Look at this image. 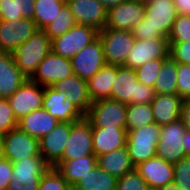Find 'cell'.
<instances>
[{"instance_id":"cell-10","label":"cell","mask_w":190,"mask_h":190,"mask_svg":"<svg viewBox=\"0 0 190 190\" xmlns=\"http://www.w3.org/2000/svg\"><path fill=\"white\" fill-rule=\"evenodd\" d=\"M186 130L181 118L161 126L156 156L172 164L186 157L182 141Z\"/></svg>"},{"instance_id":"cell-39","label":"cell","mask_w":190,"mask_h":190,"mask_svg":"<svg viewBox=\"0 0 190 190\" xmlns=\"http://www.w3.org/2000/svg\"><path fill=\"white\" fill-rule=\"evenodd\" d=\"M18 127L13 109L7 99L0 98V136Z\"/></svg>"},{"instance_id":"cell-17","label":"cell","mask_w":190,"mask_h":190,"mask_svg":"<svg viewBox=\"0 0 190 190\" xmlns=\"http://www.w3.org/2000/svg\"><path fill=\"white\" fill-rule=\"evenodd\" d=\"M71 62L74 74L82 80L88 81L97 73L106 64L103 45L99 37L80 50Z\"/></svg>"},{"instance_id":"cell-52","label":"cell","mask_w":190,"mask_h":190,"mask_svg":"<svg viewBox=\"0 0 190 190\" xmlns=\"http://www.w3.org/2000/svg\"><path fill=\"white\" fill-rule=\"evenodd\" d=\"M0 155H1V136H0Z\"/></svg>"},{"instance_id":"cell-9","label":"cell","mask_w":190,"mask_h":190,"mask_svg":"<svg viewBox=\"0 0 190 190\" xmlns=\"http://www.w3.org/2000/svg\"><path fill=\"white\" fill-rule=\"evenodd\" d=\"M99 31L85 25H75L60 37L51 41L53 53L72 59L85 46L98 38Z\"/></svg>"},{"instance_id":"cell-24","label":"cell","mask_w":190,"mask_h":190,"mask_svg":"<svg viewBox=\"0 0 190 190\" xmlns=\"http://www.w3.org/2000/svg\"><path fill=\"white\" fill-rule=\"evenodd\" d=\"M183 101L178 94H156L150 103L155 123L163 126L180 119Z\"/></svg>"},{"instance_id":"cell-14","label":"cell","mask_w":190,"mask_h":190,"mask_svg":"<svg viewBox=\"0 0 190 190\" xmlns=\"http://www.w3.org/2000/svg\"><path fill=\"white\" fill-rule=\"evenodd\" d=\"M42 108L59 122H77L85 115L67 98L64 92H58L52 86L44 87Z\"/></svg>"},{"instance_id":"cell-30","label":"cell","mask_w":190,"mask_h":190,"mask_svg":"<svg viewBox=\"0 0 190 190\" xmlns=\"http://www.w3.org/2000/svg\"><path fill=\"white\" fill-rule=\"evenodd\" d=\"M117 178L97 165L73 186L78 190H116Z\"/></svg>"},{"instance_id":"cell-13","label":"cell","mask_w":190,"mask_h":190,"mask_svg":"<svg viewBox=\"0 0 190 190\" xmlns=\"http://www.w3.org/2000/svg\"><path fill=\"white\" fill-rule=\"evenodd\" d=\"M72 62L52 51L40 62L31 81L40 86H53L55 83L73 75Z\"/></svg>"},{"instance_id":"cell-28","label":"cell","mask_w":190,"mask_h":190,"mask_svg":"<svg viewBox=\"0 0 190 190\" xmlns=\"http://www.w3.org/2000/svg\"><path fill=\"white\" fill-rule=\"evenodd\" d=\"M97 166L117 179L135 169L126 147L97 156Z\"/></svg>"},{"instance_id":"cell-51","label":"cell","mask_w":190,"mask_h":190,"mask_svg":"<svg viewBox=\"0 0 190 190\" xmlns=\"http://www.w3.org/2000/svg\"><path fill=\"white\" fill-rule=\"evenodd\" d=\"M147 190H159L158 188H148Z\"/></svg>"},{"instance_id":"cell-4","label":"cell","mask_w":190,"mask_h":190,"mask_svg":"<svg viewBox=\"0 0 190 190\" xmlns=\"http://www.w3.org/2000/svg\"><path fill=\"white\" fill-rule=\"evenodd\" d=\"M161 126L152 123L145 127L128 131L126 148L134 166L156 156Z\"/></svg>"},{"instance_id":"cell-44","label":"cell","mask_w":190,"mask_h":190,"mask_svg":"<svg viewBox=\"0 0 190 190\" xmlns=\"http://www.w3.org/2000/svg\"><path fill=\"white\" fill-rule=\"evenodd\" d=\"M13 164L0 155V190H6L10 185Z\"/></svg>"},{"instance_id":"cell-7","label":"cell","mask_w":190,"mask_h":190,"mask_svg":"<svg viewBox=\"0 0 190 190\" xmlns=\"http://www.w3.org/2000/svg\"><path fill=\"white\" fill-rule=\"evenodd\" d=\"M104 49L106 64L124 66L127 55L134 45L135 37L131 31L104 28L98 34Z\"/></svg>"},{"instance_id":"cell-50","label":"cell","mask_w":190,"mask_h":190,"mask_svg":"<svg viewBox=\"0 0 190 190\" xmlns=\"http://www.w3.org/2000/svg\"><path fill=\"white\" fill-rule=\"evenodd\" d=\"M159 190H181L180 188L177 187V185L172 182L170 184H167L165 186L159 187Z\"/></svg>"},{"instance_id":"cell-34","label":"cell","mask_w":190,"mask_h":190,"mask_svg":"<svg viewBox=\"0 0 190 190\" xmlns=\"http://www.w3.org/2000/svg\"><path fill=\"white\" fill-rule=\"evenodd\" d=\"M75 25H77V22L74 18V15L70 10L69 5L65 3L62 6L58 16L43 30L48 38L52 41L63 35Z\"/></svg>"},{"instance_id":"cell-2","label":"cell","mask_w":190,"mask_h":190,"mask_svg":"<svg viewBox=\"0 0 190 190\" xmlns=\"http://www.w3.org/2000/svg\"><path fill=\"white\" fill-rule=\"evenodd\" d=\"M155 90L137 80L134 69L117 66V75L111 87V99L125 104L151 103Z\"/></svg>"},{"instance_id":"cell-42","label":"cell","mask_w":190,"mask_h":190,"mask_svg":"<svg viewBox=\"0 0 190 190\" xmlns=\"http://www.w3.org/2000/svg\"><path fill=\"white\" fill-rule=\"evenodd\" d=\"M170 56L178 64H190V41L169 42Z\"/></svg>"},{"instance_id":"cell-16","label":"cell","mask_w":190,"mask_h":190,"mask_svg":"<svg viewBox=\"0 0 190 190\" xmlns=\"http://www.w3.org/2000/svg\"><path fill=\"white\" fill-rule=\"evenodd\" d=\"M44 87L27 79L7 100L19 121L32 111L42 108Z\"/></svg>"},{"instance_id":"cell-53","label":"cell","mask_w":190,"mask_h":190,"mask_svg":"<svg viewBox=\"0 0 190 190\" xmlns=\"http://www.w3.org/2000/svg\"><path fill=\"white\" fill-rule=\"evenodd\" d=\"M134 1H141V2H146L147 0H134Z\"/></svg>"},{"instance_id":"cell-22","label":"cell","mask_w":190,"mask_h":190,"mask_svg":"<svg viewBox=\"0 0 190 190\" xmlns=\"http://www.w3.org/2000/svg\"><path fill=\"white\" fill-rule=\"evenodd\" d=\"M128 131L126 128L92 127L93 152L97 156L126 147Z\"/></svg>"},{"instance_id":"cell-15","label":"cell","mask_w":190,"mask_h":190,"mask_svg":"<svg viewBox=\"0 0 190 190\" xmlns=\"http://www.w3.org/2000/svg\"><path fill=\"white\" fill-rule=\"evenodd\" d=\"M145 17V2L127 0L107 11L105 28L131 31Z\"/></svg>"},{"instance_id":"cell-11","label":"cell","mask_w":190,"mask_h":190,"mask_svg":"<svg viewBox=\"0 0 190 190\" xmlns=\"http://www.w3.org/2000/svg\"><path fill=\"white\" fill-rule=\"evenodd\" d=\"M169 56L168 37L135 39L124 66L135 70L151 60L168 58Z\"/></svg>"},{"instance_id":"cell-21","label":"cell","mask_w":190,"mask_h":190,"mask_svg":"<svg viewBox=\"0 0 190 190\" xmlns=\"http://www.w3.org/2000/svg\"><path fill=\"white\" fill-rule=\"evenodd\" d=\"M135 170L150 188H159L174 182L173 164L158 156L139 163Z\"/></svg>"},{"instance_id":"cell-40","label":"cell","mask_w":190,"mask_h":190,"mask_svg":"<svg viewBox=\"0 0 190 190\" xmlns=\"http://www.w3.org/2000/svg\"><path fill=\"white\" fill-rule=\"evenodd\" d=\"M148 188L146 181L134 169L118 178L116 190H147Z\"/></svg>"},{"instance_id":"cell-32","label":"cell","mask_w":190,"mask_h":190,"mask_svg":"<svg viewBox=\"0 0 190 190\" xmlns=\"http://www.w3.org/2000/svg\"><path fill=\"white\" fill-rule=\"evenodd\" d=\"M153 111L150 103L127 104L126 130L133 131L154 123Z\"/></svg>"},{"instance_id":"cell-26","label":"cell","mask_w":190,"mask_h":190,"mask_svg":"<svg viewBox=\"0 0 190 190\" xmlns=\"http://www.w3.org/2000/svg\"><path fill=\"white\" fill-rule=\"evenodd\" d=\"M59 121L43 108L36 109L18 121V127L30 136L41 139L50 133Z\"/></svg>"},{"instance_id":"cell-33","label":"cell","mask_w":190,"mask_h":190,"mask_svg":"<svg viewBox=\"0 0 190 190\" xmlns=\"http://www.w3.org/2000/svg\"><path fill=\"white\" fill-rule=\"evenodd\" d=\"M66 2L61 0H35L33 20L38 29H44L59 14Z\"/></svg>"},{"instance_id":"cell-1","label":"cell","mask_w":190,"mask_h":190,"mask_svg":"<svg viewBox=\"0 0 190 190\" xmlns=\"http://www.w3.org/2000/svg\"><path fill=\"white\" fill-rule=\"evenodd\" d=\"M173 0H147L145 17L131 30L136 39L168 37L177 18Z\"/></svg>"},{"instance_id":"cell-3","label":"cell","mask_w":190,"mask_h":190,"mask_svg":"<svg viewBox=\"0 0 190 190\" xmlns=\"http://www.w3.org/2000/svg\"><path fill=\"white\" fill-rule=\"evenodd\" d=\"M51 50V40L44 30L38 29L12 53L20 72L28 79L35 73L40 62Z\"/></svg>"},{"instance_id":"cell-27","label":"cell","mask_w":190,"mask_h":190,"mask_svg":"<svg viewBox=\"0 0 190 190\" xmlns=\"http://www.w3.org/2000/svg\"><path fill=\"white\" fill-rule=\"evenodd\" d=\"M117 75V66L105 64L88 81V93L92 102L111 99V87Z\"/></svg>"},{"instance_id":"cell-25","label":"cell","mask_w":190,"mask_h":190,"mask_svg":"<svg viewBox=\"0 0 190 190\" xmlns=\"http://www.w3.org/2000/svg\"><path fill=\"white\" fill-rule=\"evenodd\" d=\"M54 87L58 92H64L67 98L86 115L92 105L89 97L87 81L73 74L57 83Z\"/></svg>"},{"instance_id":"cell-37","label":"cell","mask_w":190,"mask_h":190,"mask_svg":"<svg viewBox=\"0 0 190 190\" xmlns=\"http://www.w3.org/2000/svg\"><path fill=\"white\" fill-rule=\"evenodd\" d=\"M169 42L190 41V16L178 14L168 36Z\"/></svg>"},{"instance_id":"cell-5","label":"cell","mask_w":190,"mask_h":190,"mask_svg":"<svg viewBox=\"0 0 190 190\" xmlns=\"http://www.w3.org/2000/svg\"><path fill=\"white\" fill-rule=\"evenodd\" d=\"M10 185L6 190H39L42 175L51 167L43 157L13 162Z\"/></svg>"},{"instance_id":"cell-38","label":"cell","mask_w":190,"mask_h":190,"mask_svg":"<svg viewBox=\"0 0 190 190\" xmlns=\"http://www.w3.org/2000/svg\"><path fill=\"white\" fill-rule=\"evenodd\" d=\"M174 183L181 190H190V156L173 164Z\"/></svg>"},{"instance_id":"cell-35","label":"cell","mask_w":190,"mask_h":190,"mask_svg":"<svg viewBox=\"0 0 190 190\" xmlns=\"http://www.w3.org/2000/svg\"><path fill=\"white\" fill-rule=\"evenodd\" d=\"M167 58H160L157 60H151L145 63L143 66L135 69L137 80L147 86L154 87L157 76L161 70L163 62Z\"/></svg>"},{"instance_id":"cell-29","label":"cell","mask_w":190,"mask_h":190,"mask_svg":"<svg viewBox=\"0 0 190 190\" xmlns=\"http://www.w3.org/2000/svg\"><path fill=\"white\" fill-rule=\"evenodd\" d=\"M97 165L95 154L80 157L72 160H60L54 167L63 175L66 182L74 186L80 177L85 176Z\"/></svg>"},{"instance_id":"cell-18","label":"cell","mask_w":190,"mask_h":190,"mask_svg":"<svg viewBox=\"0 0 190 190\" xmlns=\"http://www.w3.org/2000/svg\"><path fill=\"white\" fill-rule=\"evenodd\" d=\"M92 154H94L92 127L91 123L84 117L72 125L61 160L78 159Z\"/></svg>"},{"instance_id":"cell-48","label":"cell","mask_w":190,"mask_h":190,"mask_svg":"<svg viewBox=\"0 0 190 190\" xmlns=\"http://www.w3.org/2000/svg\"><path fill=\"white\" fill-rule=\"evenodd\" d=\"M182 141L186 156H190V131L186 130Z\"/></svg>"},{"instance_id":"cell-45","label":"cell","mask_w":190,"mask_h":190,"mask_svg":"<svg viewBox=\"0 0 190 190\" xmlns=\"http://www.w3.org/2000/svg\"><path fill=\"white\" fill-rule=\"evenodd\" d=\"M34 2L35 0H16L17 16H22V18H29L33 20Z\"/></svg>"},{"instance_id":"cell-19","label":"cell","mask_w":190,"mask_h":190,"mask_svg":"<svg viewBox=\"0 0 190 190\" xmlns=\"http://www.w3.org/2000/svg\"><path fill=\"white\" fill-rule=\"evenodd\" d=\"M74 18L79 25L102 31L107 22V9L99 0H67Z\"/></svg>"},{"instance_id":"cell-54","label":"cell","mask_w":190,"mask_h":190,"mask_svg":"<svg viewBox=\"0 0 190 190\" xmlns=\"http://www.w3.org/2000/svg\"><path fill=\"white\" fill-rule=\"evenodd\" d=\"M70 190H78V189H76L75 187L72 186Z\"/></svg>"},{"instance_id":"cell-20","label":"cell","mask_w":190,"mask_h":190,"mask_svg":"<svg viewBox=\"0 0 190 190\" xmlns=\"http://www.w3.org/2000/svg\"><path fill=\"white\" fill-rule=\"evenodd\" d=\"M74 123L58 122L50 133L39 140L40 154L51 167H54L62 159Z\"/></svg>"},{"instance_id":"cell-36","label":"cell","mask_w":190,"mask_h":190,"mask_svg":"<svg viewBox=\"0 0 190 190\" xmlns=\"http://www.w3.org/2000/svg\"><path fill=\"white\" fill-rule=\"evenodd\" d=\"M71 187L56 167H50L41 177L39 190H70Z\"/></svg>"},{"instance_id":"cell-49","label":"cell","mask_w":190,"mask_h":190,"mask_svg":"<svg viewBox=\"0 0 190 190\" xmlns=\"http://www.w3.org/2000/svg\"><path fill=\"white\" fill-rule=\"evenodd\" d=\"M99 1L103 4V6L107 10H109L110 8L115 7L118 4L123 3V2H125L127 0H99Z\"/></svg>"},{"instance_id":"cell-46","label":"cell","mask_w":190,"mask_h":190,"mask_svg":"<svg viewBox=\"0 0 190 190\" xmlns=\"http://www.w3.org/2000/svg\"><path fill=\"white\" fill-rule=\"evenodd\" d=\"M181 120L183 125L190 131V99H185L182 104Z\"/></svg>"},{"instance_id":"cell-41","label":"cell","mask_w":190,"mask_h":190,"mask_svg":"<svg viewBox=\"0 0 190 190\" xmlns=\"http://www.w3.org/2000/svg\"><path fill=\"white\" fill-rule=\"evenodd\" d=\"M177 94L183 99H190V64L177 63Z\"/></svg>"},{"instance_id":"cell-43","label":"cell","mask_w":190,"mask_h":190,"mask_svg":"<svg viewBox=\"0 0 190 190\" xmlns=\"http://www.w3.org/2000/svg\"><path fill=\"white\" fill-rule=\"evenodd\" d=\"M22 18L17 16L16 0H0V19L15 20Z\"/></svg>"},{"instance_id":"cell-12","label":"cell","mask_w":190,"mask_h":190,"mask_svg":"<svg viewBox=\"0 0 190 190\" xmlns=\"http://www.w3.org/2000/svg\"><path fill=\"white\" fill-rule=\"evenodd\" d=\"M38 30L35 21L29 18L0 19V52L12 54Z\"/></svg>"},{"instance_id":"cell-6","label":"cell","mask_w":190,"mask_h":190,"mask_svg":"<svg viewBox=\"0 0 190 190\" xmlns=\"http://www.w3.org/2000/svg\"><path fill=\"white\" fill-rule=\"evenodd\" d=\"M1 156L12 163L29 157H42L39 139L19 127L12 129L1 136Z\"/></svg>"},{"instance_id":"cell-23","label":"cell","mask_w":190,"mask_h":190,"mask_svg":"<svg viewBox=\"0 0 190 190\" xmlns=\"http://www.w3.org/2000/svg\"><path fill=\"white\" fill-rule=\"evenodd\" d=\"M27 79L17 68L13 55L0 52V98L8 99Z\"/></svg>"},{"instance_id":"cell-8","label":"cell","mask_w":190,"mask_h":190,"mask_svg":"<svg viewBox=\"0 0 190 190\" xmlns=\"http://www.w3.org/2000/svg\"><path fill=\"white\" fill-rule=\"evenodd\" d=\"M127 104L112 99H102L92 102L85 118L91 127L126 128Z\"/></svg>"},{"instance_id":"cell-31","label":"cell","mask_w":190,"mask_h":190,"mask_svg":"<svg viewBox=\"0 0 190 190\" xmlns=\"http://www.w3.org/2000/svg\"><path fill=\"white\" fill-rule=\"evenodd\" d=\"M154 90L156 94H177V62L171 56L163 62Z\"/></svg>"},{"instance_id":"cell-47","label":"cell","mask_w":190,"mask_h":190,"mask_svg":"<svg viewBox=\"0 0 190 190\" xmlns=\"http://www.w3.org/2000/svg\"><path fill=\"white\" fill-rule=\"evenodd\" d=\"M177 14L190 16V0H173Z\"/></svg>"}]
</instances>
